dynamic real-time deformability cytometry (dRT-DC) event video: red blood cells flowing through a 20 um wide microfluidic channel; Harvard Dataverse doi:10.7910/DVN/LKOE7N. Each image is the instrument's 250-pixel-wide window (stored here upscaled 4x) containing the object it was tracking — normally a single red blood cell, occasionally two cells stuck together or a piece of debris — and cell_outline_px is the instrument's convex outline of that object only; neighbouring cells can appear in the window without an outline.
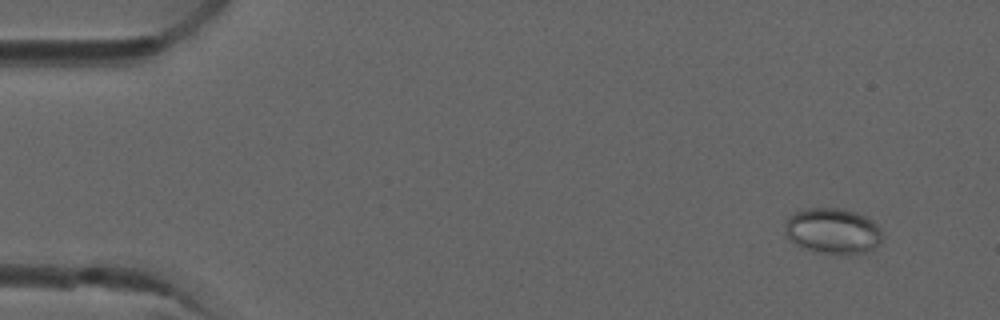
{"species": "common noctule bat (a hibernating species)", "species_latin": "Nyctalus noctula", "temperature_condition": "room temperature", "stored_images_in_passage": 3, "camera_frame_rate_fps": 3000, "um_per_image_px": 0.085, "animal": {"sex": "male", "forearm_length_mm": 52.5}, "frame": {"image": 1, "passage_image": 1, "time_ms": 0.0, "image_size_px": [1000, 320], "cell_outline_px": [[880, 244], [876, 248], [864, 252], [848, 256], [816, 252], [800, 248], [784, 232], [784, 220], [788, 216], [804, 208], [840, 208], [856, 212], [872, 220], [880, 228]], "centroid_in_image_um": [70.76, 19.65], "position_along_channel_um": 14.2, "area_um2": 26.41}}
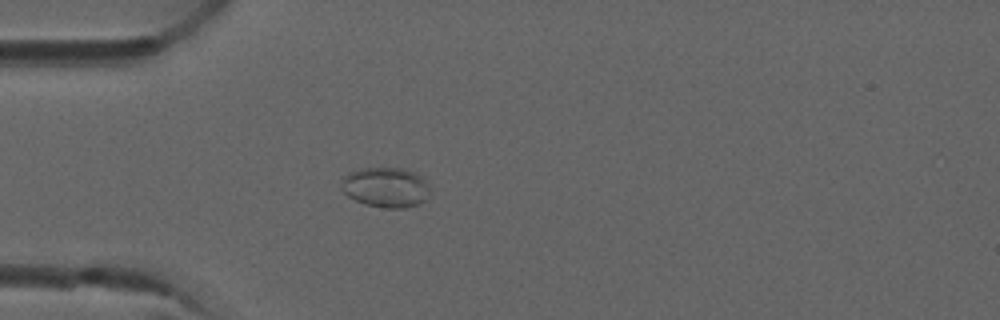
{"frame": {"image": 2, "passage_image": 3, "time_ms": 0.667, "image_size_px": [1000, 320], "cell_outline_px": [[428, 188], [424, 200], [420, 204], [404, 208], [388, 208], [364, 204], [348, 196], [340, 188], [344, 176], [348, 172], [360, 168], [404, 168], [416, 172], [428, 184]], "centroid_in_image_um": [32.76, 15.91], "position_along_channel_um": 52.2, "area_um2": 20.63}}